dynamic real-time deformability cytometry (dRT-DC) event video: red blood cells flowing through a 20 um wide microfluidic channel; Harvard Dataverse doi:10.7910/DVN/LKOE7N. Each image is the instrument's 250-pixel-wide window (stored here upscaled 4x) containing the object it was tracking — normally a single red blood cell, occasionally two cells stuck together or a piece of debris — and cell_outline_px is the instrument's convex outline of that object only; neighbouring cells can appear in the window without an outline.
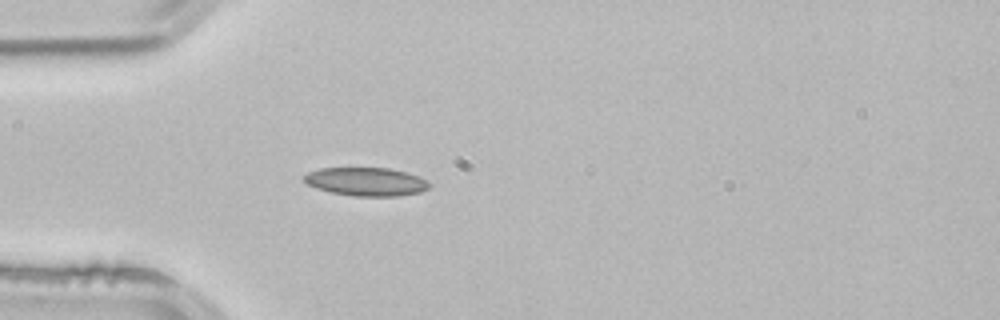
{"species": "common noctule bat (a hibernating species)", "species_latin": "Nyctalus noctula", "temperature_condition": "room temperature", "stored_images_in_passage": 2, "camera_frame_rate_fps": 3000, "um_per_image_px": 0.085, "animal": {"sex": "male", "body_mass_g": 21.5, "forearm_length_mm": 52.0}, "frame": {"image": 1, "passage_image": 2, "time_ms": 0.333, "image_size_px": [1000, 320], "cell_outline_px": [[432, 188], [420, 192], [400, 196], [352, 196], [332, 192], [316, 188], [308, 184], [304, 180], [304, 176], [308, 172], [320, 168], [388, 168], [420, 176], [432, 184]], "centroid_in_image_um": [31.18, 15.45], "position_along_channel_um": 53.8, "area_um2": 20.81}}